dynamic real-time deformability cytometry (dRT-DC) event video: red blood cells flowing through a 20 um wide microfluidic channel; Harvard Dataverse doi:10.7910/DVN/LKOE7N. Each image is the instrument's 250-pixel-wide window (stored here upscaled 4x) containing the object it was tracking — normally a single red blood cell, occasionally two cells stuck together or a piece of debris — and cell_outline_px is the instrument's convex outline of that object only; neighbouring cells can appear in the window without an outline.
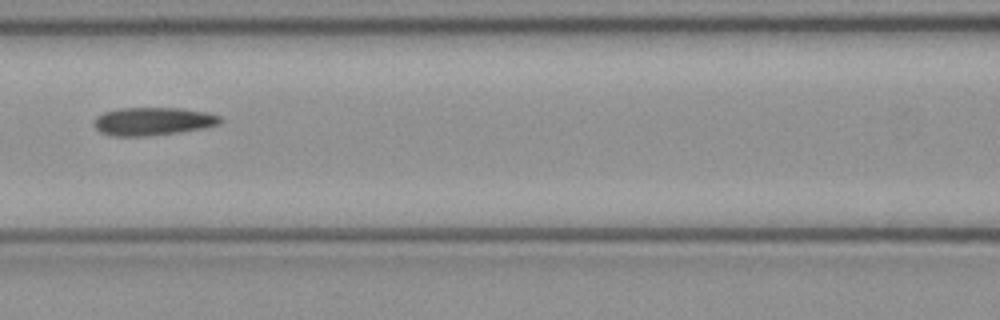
{"species": "common noctule bat (a hibernating species)", "species_latin": "Nyctalus noctula", "temperature_condition": "cold", "stored_images_in_passage": 6, "camera_frame_rate_fps": 3000, "um_per_image_px": 0.085, "animal": {"sex": "female", "body_mass_g": 21.9}, "frame": {"image": 1, "passage_image": 6, "time_ms": 1.667, "image_size_px": [1000, 320], "cell_outline_px": [[224, 120], [220, 124], [204, 128], [148, 136], [112, 136], [100, 132], [92, 124], [92, 120], [96, 116], [104, 112], [120, 108], [180, 108], [208, 112], [220, 116]], "centroid_in_image_um": [12.98, 10.31], "position_along_channel_um": 153.6, "area_um2": 20.81}}